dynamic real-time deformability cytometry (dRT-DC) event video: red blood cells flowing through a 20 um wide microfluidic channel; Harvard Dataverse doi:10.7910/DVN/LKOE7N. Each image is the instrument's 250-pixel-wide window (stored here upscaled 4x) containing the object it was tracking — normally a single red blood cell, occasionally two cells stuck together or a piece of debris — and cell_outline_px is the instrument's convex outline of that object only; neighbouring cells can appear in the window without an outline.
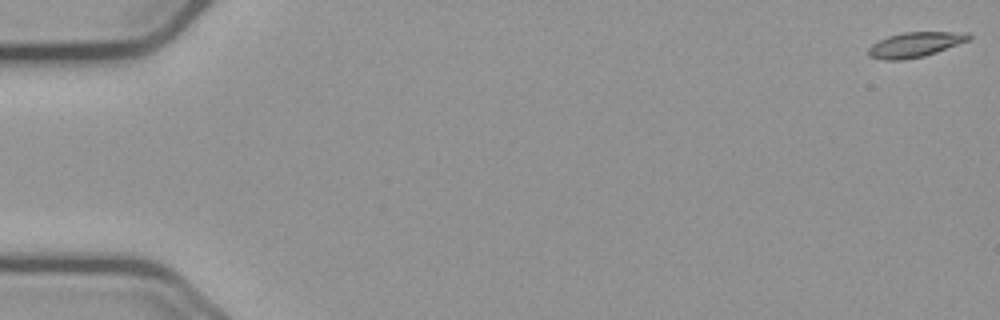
{"species": "common noctule bat (a hibernating species)", "species_latin": "Nyctalus noctula", "temperature_condition": "cold", "stored_images_in_passage": 57, "camera_frame_rate_fps": 3000, "um_per_image_px": 0.085, "animal": {"sex": "male", "body_mass_g": 23.1, "forearm_length_mm": 52.7}, "frame": {"image": 1, "passage_image": 1, "time_ms": 0.0, "image_size_px": [1000, 320], "cell_outline_px": [[972, 36], [968, 40], [936, 52], [924, 56], [904, 60], [884, 60], [868, 56], [868, 48], [872, 44], [888, 36], [904, 32], [968, 32]], "centroid_in_image_um": [77.76, 3.79], "position_along_channel_um": 7.2, "area_um2": 14.51}}
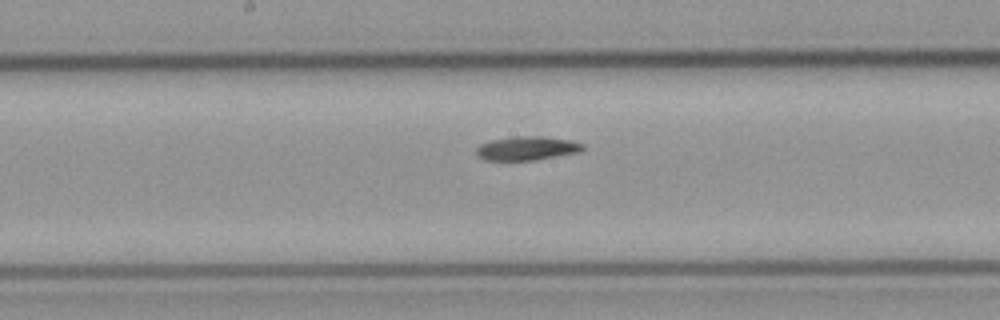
{"frame": {"image": 2, "passage_image": 30, "time_ms": 9.667, "image_size_px": [1000, 320], "cell_outline_px": [[584, 148], [580, 152], [536, 160], [484, 160], [476, 156], [476, 148], [480, 144], [492, 140], [516, 136], [536, 136], [572, 140], [584, 144]], "centroid_in_image_um": [44.79, 12.61], "position_along_channel_um": 203.4, "area_um2": 14.85}}
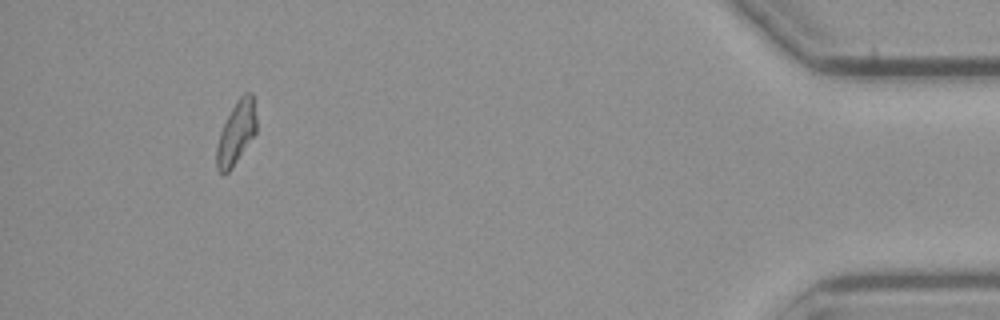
{"frame": {"image": 3, "passage_image": 53, "time_ms": 17.333, "image_size_px": [1000, 320], "cell_outline_px": [[256, 132], [232, 168], [224, 176], [216, 168], [216, 148], [220, 132], [232, 108], [240, 96], [244, 92], [252, 92], [256, 120]], "centroid_in_image_um": [20.07, 11.32], "position_along_channel_um": 415.1, "area_um2": 14.45}}